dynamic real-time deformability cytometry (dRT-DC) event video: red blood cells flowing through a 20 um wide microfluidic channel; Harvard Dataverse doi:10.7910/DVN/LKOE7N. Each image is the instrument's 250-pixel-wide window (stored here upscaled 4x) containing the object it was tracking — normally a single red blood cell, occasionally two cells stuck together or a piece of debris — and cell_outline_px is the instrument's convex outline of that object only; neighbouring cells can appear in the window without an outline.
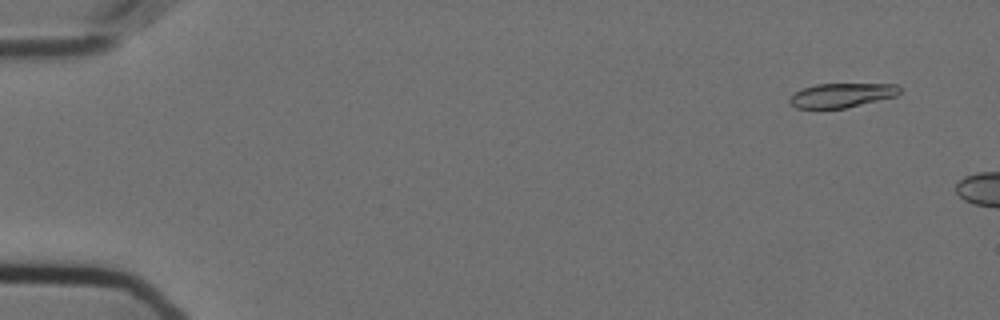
{"species": "Egyptian fruit bat (a non-hibernating species)", "species_latin": "Rousettus aegyptiacus", "temperature_condition": "cold", "stored_images_in_passage": 8, "camera_frame_rate_fps": 3000, "um_per_image_px": 0.085, "animal": {"sex": "female"}, "frame": {"image": 1, "passage_image": 4, "time_ms": 1.0, "image_size_px": [1000, 320], "cell_outline_px": [[900, 92], [896, 96], [844, 108], [796, 108], [788, 100], [796, 92], [804, 88], [816, 84], [896, 84], [900, 88]], "centroid_in_image_um": [71.56, 8.09], "position_along_channel_um": 13.4, "area_um2": 15.26}}